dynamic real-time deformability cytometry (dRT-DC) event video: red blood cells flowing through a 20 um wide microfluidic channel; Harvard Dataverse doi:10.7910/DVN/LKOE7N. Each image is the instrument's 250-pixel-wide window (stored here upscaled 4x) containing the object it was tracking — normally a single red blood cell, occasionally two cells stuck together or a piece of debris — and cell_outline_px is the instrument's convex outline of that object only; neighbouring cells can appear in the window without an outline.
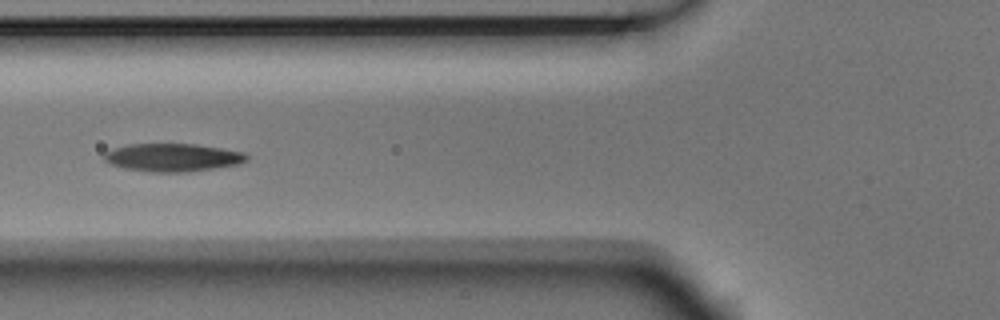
{"species": "Egyptian fruit bat (a non-hibernating species)", "species_latin": "Rousettus aegyptiacus", "temperature_condition": "room temperature", "stored_images_in_passage": 6, "camera_frame_rate_fps": 3000, "um_per_image_px": 0.085, "animal": {"sex": "male"}, "frame": {"image": 1, "passage_image": 3, "time_ms": 0.667, "image_size_px": [1000, 320], "cell_outline_px": [[248, 160], [240, 164], [188, 172], [152, 172], [124, 168], [108, 164], [104, 160], [104, 152], [128, 144], [196, 144], [244, 152], [248, 156]], "centroid_in_image_um": [14.68, 13.39], "position_along_channel_um": 111.1, "area_um2": 23.29}}
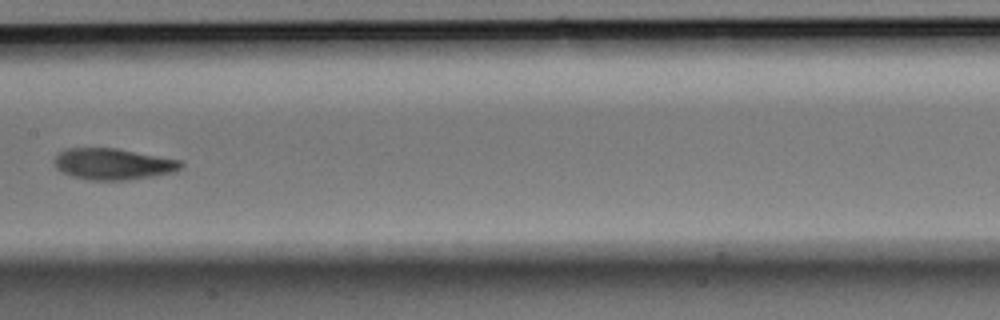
{"frame": {"image": 2, "passage_image": 5, "time_ms": 1.333, "image_size_px": [1000, 320], "cell_outline_px": [[184, 164], [176, 172], [128, 180], [88, 180], [72, 176], [56, 168], [52, 160], [64, 148], [116, 148], [180, 160]], "centroid_in_image_um": [9.6, 13.94], "position_along_channel_um": 197.8, "area_um2": 23.12}}
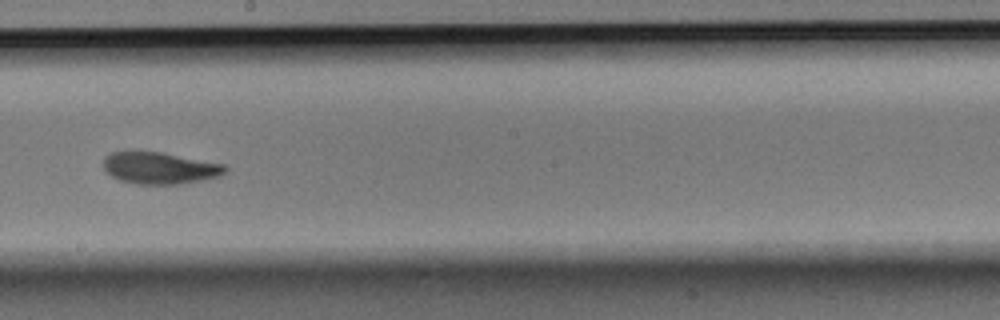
{"frame": {"image": 3, "passage_image": 6, "time_ms": 1.667, "image_size_px": [1000, 320], "cell_outline_px": [[228, 168], [220, 176], [204, 180], [180, 184], [136, 184], [120, 180], [112, 176], [104, 168], [104, 156], [112, 152], [128, 148], [164, 152], [224, 164]], "centroid_in_image_um": [13.54, 14.24], "position_along_channel_um": 234.7, "area_um2": 23.29}}